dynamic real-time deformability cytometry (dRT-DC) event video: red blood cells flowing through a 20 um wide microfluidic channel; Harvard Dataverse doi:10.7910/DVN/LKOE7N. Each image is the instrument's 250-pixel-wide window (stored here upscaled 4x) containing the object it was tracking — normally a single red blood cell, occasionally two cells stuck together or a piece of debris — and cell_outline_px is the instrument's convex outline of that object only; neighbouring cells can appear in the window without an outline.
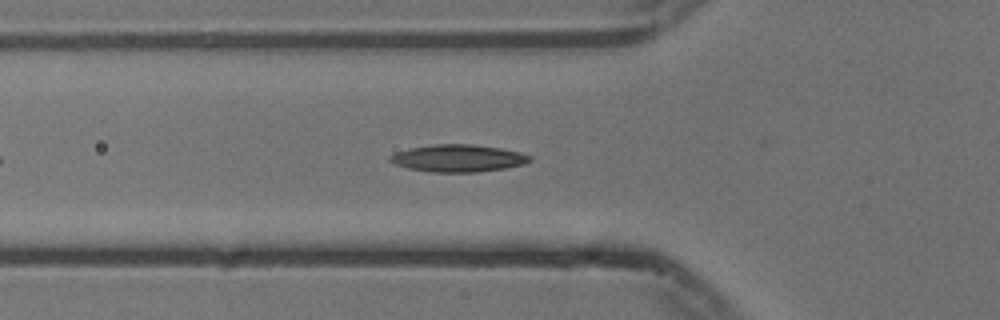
{"species": "common noctule bat (a hibernating species)", "species_latin": "Nyctalus noctula", "temperature_condition": "cold", "stored_images_in_passage": 20, "camera_frame_rate_fps": 3000, "um_per_image_px": 0.085, "animal": {"sex": "male", "body_mass_g": 13.3}, "frame": {"image": 1, "passage_image": 9, "time_ms": 2.667, "image_size_px": [1000, 320], "cell_outline_px": [[532, 160], [524, 164], [504, 168], [476, 172], [432, 172], [408, 168], [396, 164], [388, 160], [388, 156], [396, 152], [412, 148], [432, 144], [476, 144], [500, 148], [520, 152], [532, 156]], "centroid_in_image_um": [38.95, 13.44], "position_along_channel_um": 86.8, "area_um2": 22.2}}
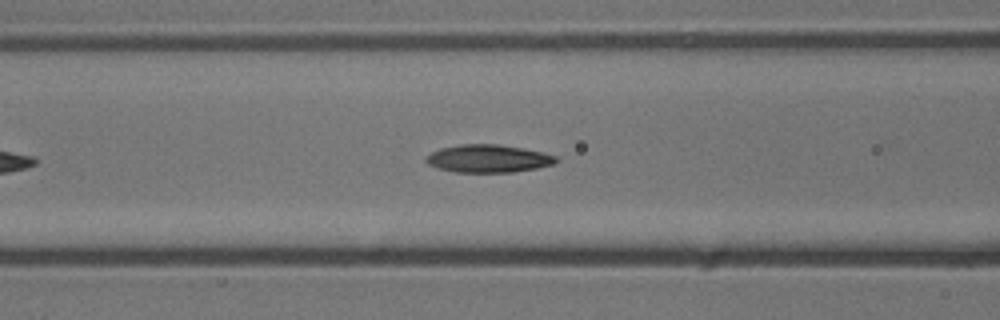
{"frame": {"image": 2, "passage_image": 12, "time_ms": 3.667, "image_size_px": [1000, 320], "cell_outline_px": [[560, 160], [556, 164], [536, 168], [512, 172], [456, 172], [436, 168], [428, 164], [424, 160], [424, 156], [440, 148], [460, 144], [496, 144], [520, 148], [540, 152], [556, 156]], "centroid_in_image_um": [41.46, 13.48], "position_along_channel_um": 125.1, "area_um2": 21.1}}
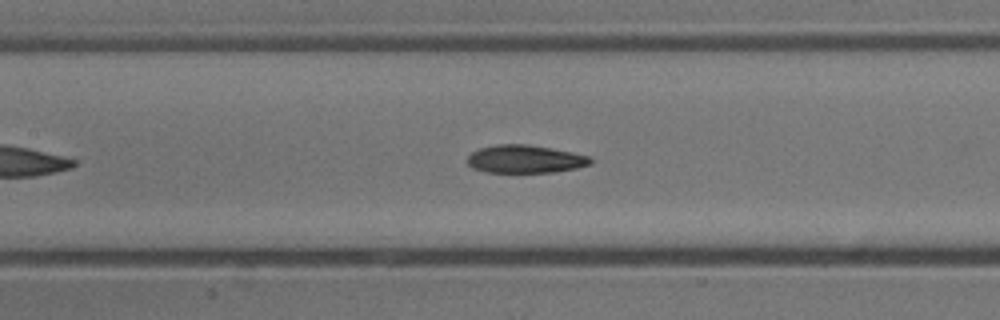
{"frame": {"image": 3, "passage_image": 15, "time_ms": 4.667, "image_size_px": [1000, 320], "cell_outline_px": [[592, 164], [576, 168], [556, 172], [488, 172], [472, 168], [468, 164], [468, 156], [472, 152], [480, 148], [496, 144], [528, 144], [572, 152], [588, 156], [592, 160]], "centroid_in_image_um": [44.63, 13.52], "position_along_channel_um": 162.8, "area_um2": 20.0}}